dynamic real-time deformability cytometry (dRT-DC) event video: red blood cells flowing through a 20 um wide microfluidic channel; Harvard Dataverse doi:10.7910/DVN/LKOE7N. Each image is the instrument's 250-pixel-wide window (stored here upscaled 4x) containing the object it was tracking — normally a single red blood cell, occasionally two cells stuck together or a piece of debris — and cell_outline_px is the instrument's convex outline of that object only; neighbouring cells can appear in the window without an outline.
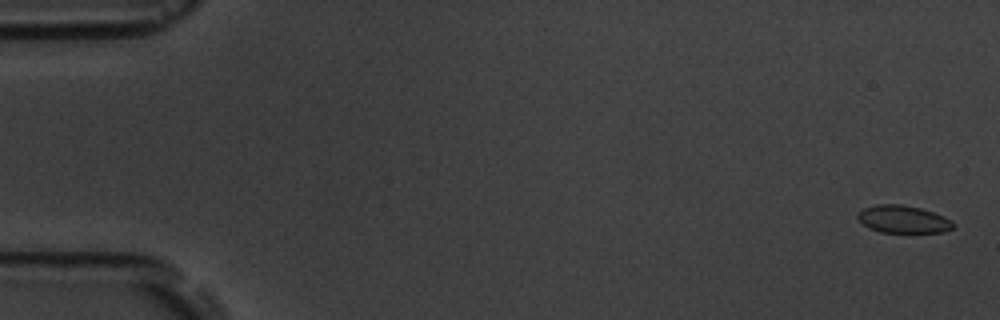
{"species": "common noctule bat (a hibernating species)", "species_latin": "Nyctalus noctula", "temperature_condition": "room temperature", "stored_images_in_passage": 6, "camera_frame_rate_fps": 3000, "um_per_image_px": 0.085, "animal": {"sex": "male", "body_mass_g": 19.5, "forearm_length_mm": 54.6}, "frame": {"image": 1, "passage_image": 1, "time_ms": 0.0, "image_size_px": [1000, 320], "cell_outline_px": [[956, 224], [952, 228], [944, 232], [880, 232], [868, 228], [856, 216], [864, 208], [876, 204], [900, 204], [920, 208], [944, 216], [952, 220]], "centroid_in_image_um": [76.79, 18.64], "position_along_channel_um": 8.2, "area_um2": 15.26}}
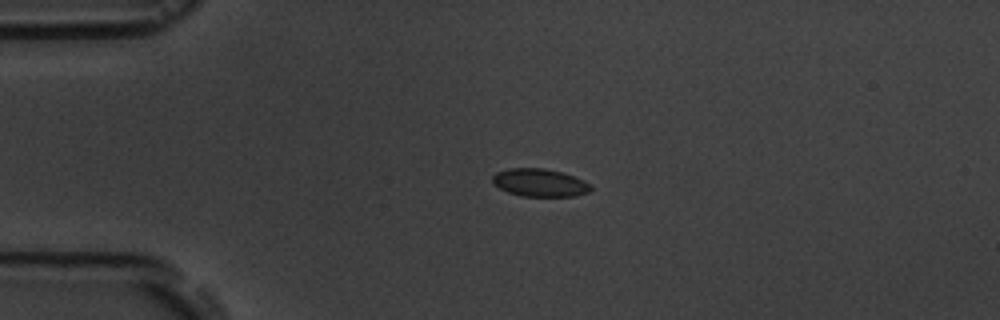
{"frame": {"image": 2, "passage_image": 4, "time_ms": 4.0, "image_size_px": [1000, 320], "cell_outline_px": [[592, 188], [588, 192], [576, 196], [520, 196], [508, 192], [492, 184], [492, 176], [496, 172], [508, 168], [544, 168], [564, 172], [584, 180]], "centroid_in_image_um": [45.85, 15.52], "position_along_channel_um": 39.1, "area_um2": 16.07}}
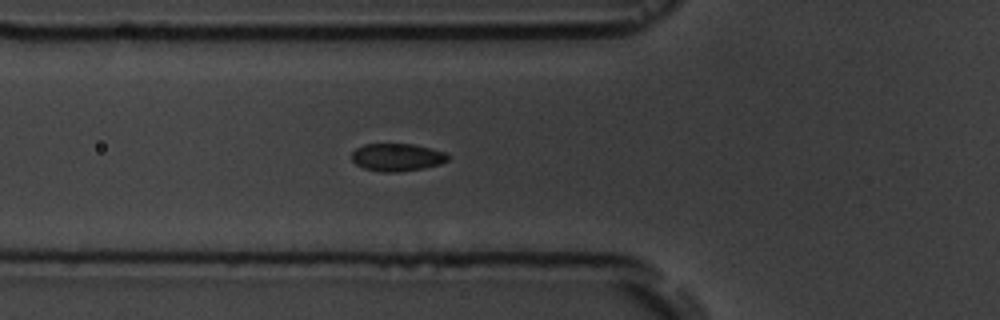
{"frame": {"image": 3, "passage_image": 6, "time_ms": 6.333, "image_size_px": [1000, 320], "cell_outline_px": [[452, 156], [448, 160], [440, 164], [424, 168], [400, 172], [380, 172], [364, 168], [356, 164], [352, 160], [352, 152], [356, 148], [364, 144], [412, 144], [444, 152]], "centroid_in_image_um": [33.75, 13.37], "position_along_channel_um": 92.0, "area_um2": 15.55}}